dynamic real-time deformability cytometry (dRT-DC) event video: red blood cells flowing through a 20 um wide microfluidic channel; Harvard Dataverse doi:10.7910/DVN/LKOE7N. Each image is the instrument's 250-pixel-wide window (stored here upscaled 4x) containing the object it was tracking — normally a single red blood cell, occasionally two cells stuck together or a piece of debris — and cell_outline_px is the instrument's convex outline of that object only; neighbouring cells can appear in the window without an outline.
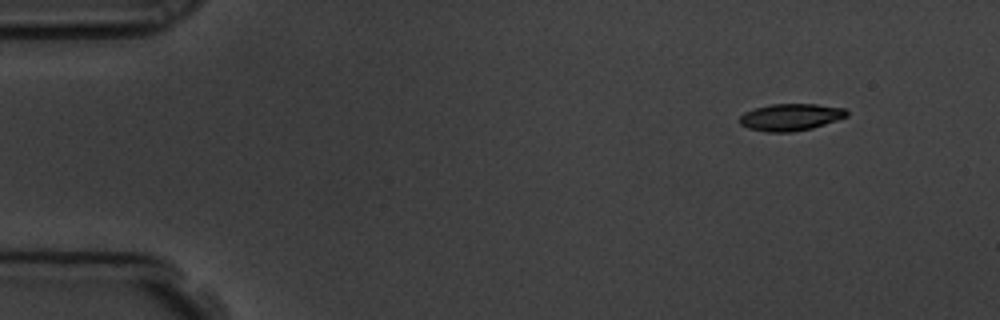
{"species": "common noctule bat (a hibernating species)", "species_latin": "Nyctalus noctula", "temperature_condition": "room temperature", "stored_images_in_passage": 49, "camera_frame_rate_fps": 3000, "um_per_image_px": 0.085, "animal": {"sex": "male", "body_mass_g": 19.5, "forearm_length_mm": 54.6}, "frame": {"image": 1, "passage_image": 1, "time_ms": 0.0, "image_size_px": [1000, 320], "cell_outline_px": [[848, 116], [812, 128], [792, 132], [768, 132], [748, 128], [740, 124], [740, 116], [744, 112], [756, 108], [772, 104], [816, 104], [844, 108], [848, 112]], "centroid_in_image_um": [67.2, 9.95], "position_along_channel_um": 17.8, "area_um2": 16.7}}
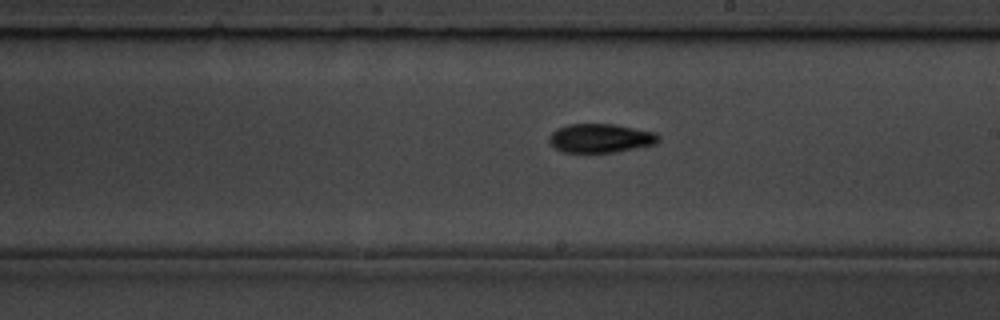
{"frame": {"image": 2, "passage_image": 26, "time_ms": 8.333, "image_size_px": [1000, 320], "cell_outline_px": [[660, 140], [656, 144], [616, 152], [564, 152], [556, 148], [548, 140], [548, 136], [556, 128], [568, 124], [612, 124], [656, 132], [660, 136]], "centroid_in_image_um": [51.05, 11.74], "position_along_channel_um": 237.9, "area_um2": 18.44}}
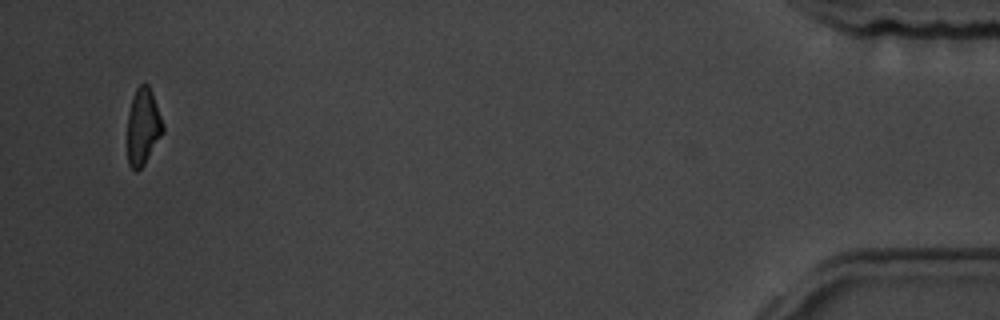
{"frame": {"image": 3, "passage_image": 47, "time_ms": 15.333, "image_size_px": [1000, 320], "cell_outline_px": [[164, 132], [144, 164], [136, 172], [128, 164], [128, 112], [132, 96], [136, 88], [140, 84], [148, 84], [152, 92], [164, 124]], "centroid_in_image_um": [12.16, 10.74], "position_along_channel_um": 423.0, "area_um2": 15.9}, "authors_computed_cell_mechanics": {"area_um2": 17.5134, "velocity_mm_per_s": 3.8276, "shape_relaxation_time_tau1_ms": 2.1025, "shape_relaxation_time_tau2_ms": 4.5285, "deformation_change_tau1": 0.1035, "deformation_change_tau2": 0.1141}}